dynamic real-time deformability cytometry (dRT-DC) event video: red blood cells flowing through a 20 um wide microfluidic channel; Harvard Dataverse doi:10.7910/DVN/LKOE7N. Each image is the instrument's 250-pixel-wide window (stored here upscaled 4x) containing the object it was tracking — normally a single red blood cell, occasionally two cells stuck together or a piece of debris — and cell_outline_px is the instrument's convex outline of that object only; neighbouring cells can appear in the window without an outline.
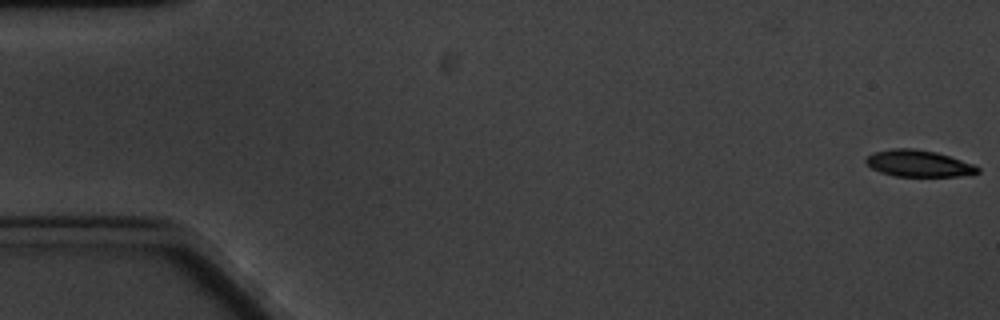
{"species": "common noctule bat (a hibernating species)", "species_latin": "Nyctalus noctula", "temperature_condition": "cold", "stored_images_in_passage": 7, "camera_frame_rate_fps": 3000, "um_per_image_px": 0.085, "animal": {"sex": "male", "body_mass_g": 20.1, "forearm_length_mm": 53.5}, "frame": {"image": 1, "passage_image": 1, "time_ms": 0.0, "image_size_px": [1000, 320], "cell_outline_px": [[980, 172], [972, 176], [896, 176], [880, 172], [872, 168], [864, 160], [872, 152], [892, 148], [912, 148], [936, 152], [976, 164], [980, 168]], "centroid_in_image_um": [78.14, 13.89], "position_along_channel_um": 6.9, "area_um2": 17.57}}
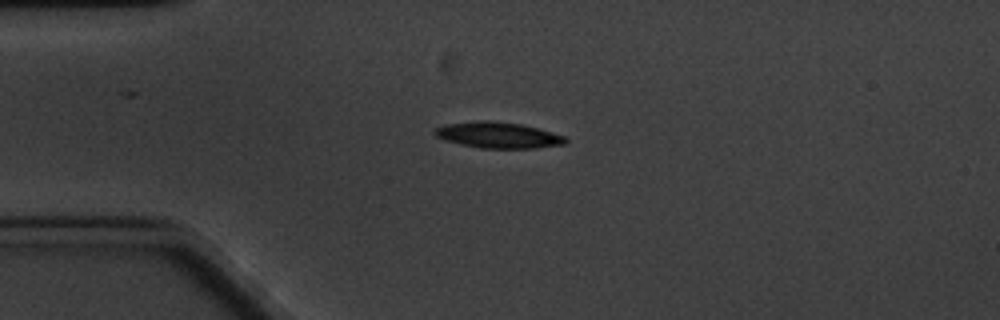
{"frame": {"image": 2, "passage_image": 5, "time_ms": 4.667, "image_size_px": [1000, 320], "cell_outline_px": [[568, 144], [536, 148], [480, 148], [460, 144], [444, 140], [436, 136], [432, 132], [436, 128], [444, 124], [476, 120], [492, 120], [520, 124], [536, 128], [564, 136], [568, 140]], "centroid_in_image_um": [42.31, 11.48], "position_along_channel_um": 42.7, "area_um2": 19.94}}